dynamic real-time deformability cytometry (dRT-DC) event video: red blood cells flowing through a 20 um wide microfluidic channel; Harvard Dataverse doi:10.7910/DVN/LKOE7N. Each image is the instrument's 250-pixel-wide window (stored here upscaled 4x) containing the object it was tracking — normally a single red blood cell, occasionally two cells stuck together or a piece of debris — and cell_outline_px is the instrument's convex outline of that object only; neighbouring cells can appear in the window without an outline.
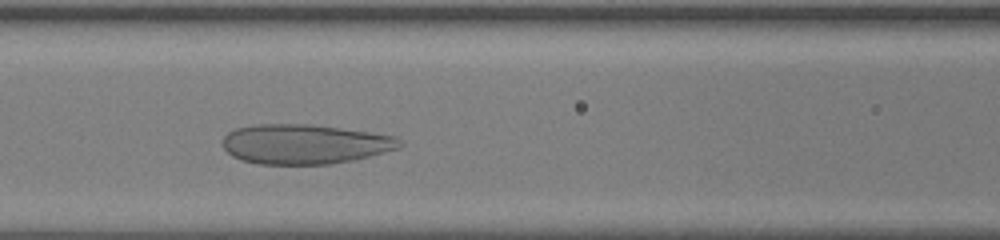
{"species": "human", "species_latin": "Homo sapiens", "temperature_condition": "room temperature", "stored_images_in_passage": 33, "camera_frame_rate_fps": 3000, "um_per_image_px": 0.085, "donor": {"sex": "female"}, "frame": {"image": 1, "passage_image": 11, "time_ms": 3.333, "image_size_px": [1000, 240], "cell_outline_px": [[404, 144], [400, 148], [352, 160], [332, 164], [256, 164], [240, 160], [232, 156], [220, 144], [224, 136], [228, 132], [236, 128], [256, 124], [308, 124], [340, 128], [396, 136], [404, 140]], "centroid_in_image_um": [25.88, 12.25], "position_along_channel_um": 140.7, "area_um2": 41.21}}
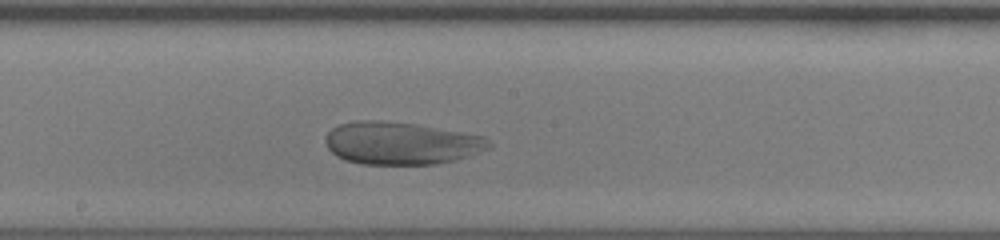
{"frame": {"image": 2, "passage_image": 17, "time_ms": 5.333, "image_size_px": [1000, 240], "cell_outline_px": [[492, 144], [488, 148], [468, 156], [456, 160], [436, 164], [360, 164], [344, 160], [336, 156], [328, 148], [324, 140], [328, 132], [332, 128], [340, 124], [356, 120], [380, 120], [416, 124], [484, 136]], "centroid_in_image_um": [34.05, 12.17], "position_along_channel_um": 214.1, "area_um2": 40.58}}
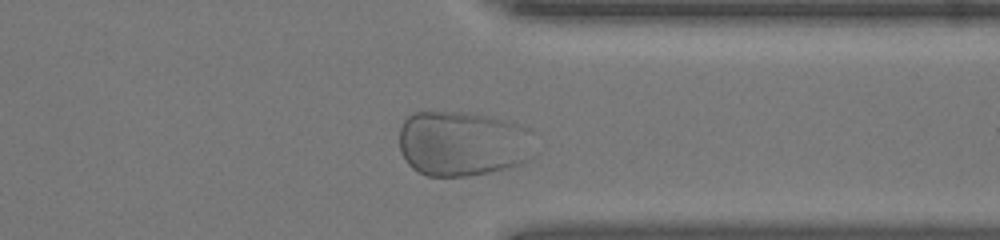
{"frame": {"image": 3, "passage_image": 30, "time_ms": 9.667, "image_size_px": [1000, 240], "cell_outline_px": [[532, 160], [520, 164], [488, 172], [468, 176], [428, 176], [412, 168], [408, 164], [400, 152], [400, 128], [404, 120], [412, 112], [460, 112], [488, 116], [504, 120], [528, 128], [532, 132]], "centroid_in_image_um": [39.31, 12.2], "position_along_channel_um": 372.1, "area_um2": 51.62}}